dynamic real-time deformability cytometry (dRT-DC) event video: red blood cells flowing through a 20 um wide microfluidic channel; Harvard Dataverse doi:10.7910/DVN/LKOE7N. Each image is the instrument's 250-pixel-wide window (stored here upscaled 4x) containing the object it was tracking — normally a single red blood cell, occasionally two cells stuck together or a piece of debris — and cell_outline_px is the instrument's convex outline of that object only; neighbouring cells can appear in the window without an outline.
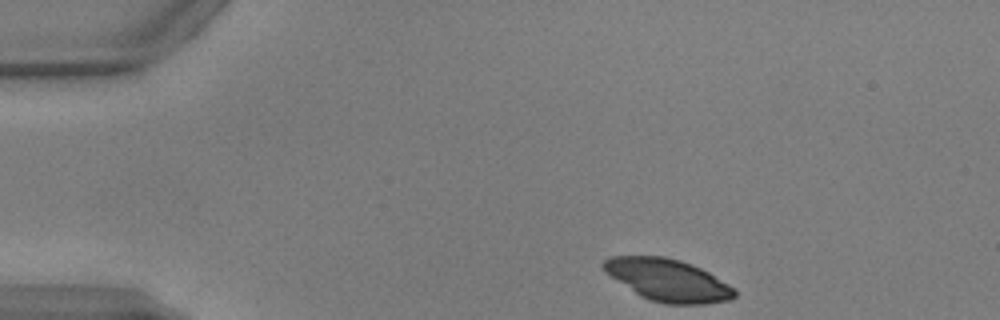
{"species": "common noctule bat (a hibernating species)", "species_latin": "Nyctalus noctula", "temperature_condition": "warm", "stored_images_in_passage": 44, "camera_frame_rate_fps": 3000, "um_per_image_px": 0.085, "animal": {"sex": "male", "body_mass_g": 17.9, "forearm_length_mm": 54.2}, "frame": {"image": 1, "passage_image": 1, "time_ms": 0.0, "image_size_px": [1000, 320], "cell_outline_px": [[736, 296], [728, 300], [704, 304], [664, 304], [648, 300], [640, 296], [604, 272], [600, 264], [604, 260], [612, 256], [664, 256], [680, 260], [692, 264], [708, 272], [736, 288]], "centroid_in_image_um": [56.75, 23.81], "position_along_channel_um": 28.2, "area_um2": 32.37}}